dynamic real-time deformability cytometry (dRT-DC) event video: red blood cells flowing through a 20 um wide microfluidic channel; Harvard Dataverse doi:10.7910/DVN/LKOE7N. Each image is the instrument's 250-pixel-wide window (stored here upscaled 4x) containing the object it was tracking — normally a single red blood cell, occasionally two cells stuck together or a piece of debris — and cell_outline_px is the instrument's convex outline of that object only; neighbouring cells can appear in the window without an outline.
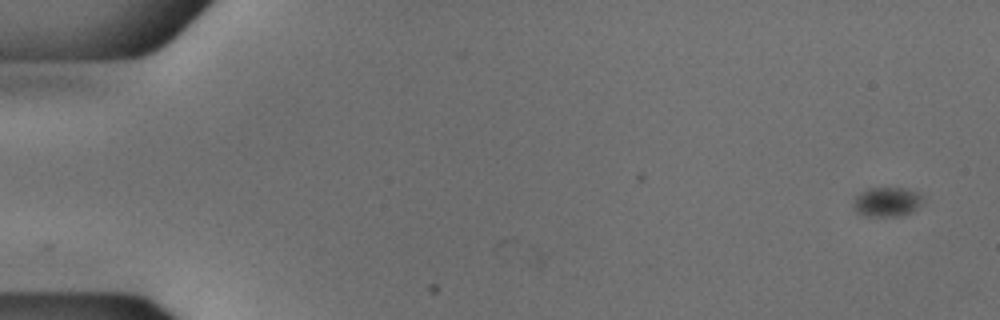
{"species": "common noctule bat (a hibernating species)", "species_latin": "Nyctalus noctula", "temperature_condition": "cold", "stored_images_in_passage": 5, "camera_frame_rate_fps": 3000, "um_per_image_px": 0.085, "animal": {"sex": "male", "body_mass_g": 18.8}, "frame": {"image": 1, "passage_image": 1, "time_ms": 0.0, "image_size_px": [1000, 320], "cell_outline_px": [[924, 200], [912, 212], [896, 216], [868, 216], [856, 212], [852, 204], [852, 200], [860, 192], [868, 188], [904, 188], [920, 192], [924, 196]], "centroid_in_image_um": [75.39, 17.14], "position_along_channel_um": 9.6, "area_um2": 12.08}}